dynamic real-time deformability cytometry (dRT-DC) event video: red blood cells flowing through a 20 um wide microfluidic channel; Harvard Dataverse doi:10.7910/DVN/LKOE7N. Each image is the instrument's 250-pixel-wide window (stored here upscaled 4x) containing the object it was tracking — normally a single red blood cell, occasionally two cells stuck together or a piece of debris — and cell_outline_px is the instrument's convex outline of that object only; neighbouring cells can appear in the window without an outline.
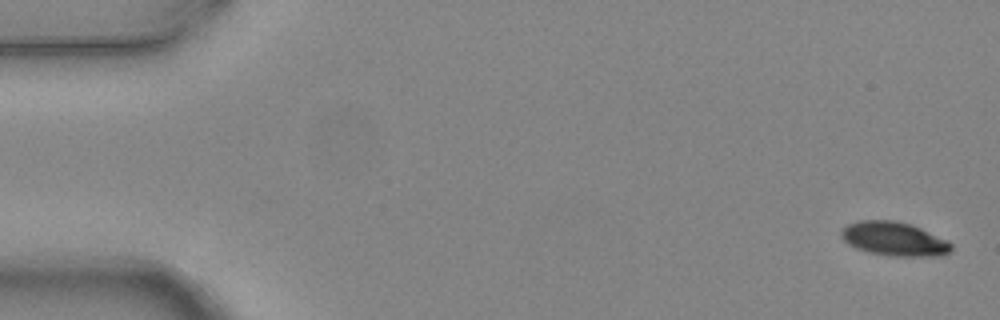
{"species": "common noctule bat (a hibernating species)", "species_latin": "Nyctalus noctula", "temperature_condition": "warm", "stored_images_in_passage": 5, "camera_frame_rate_fps": 3000, "um_per_image_px": 0.085, "animal": {"sex": "female", "body_mass_g": 24.6, "forearm_length_mm": 56.2}, "frame": {"image": 1, "passage_image": 1, "time_ms": 0.0, "image_size_px": [1000, 320], "cell_outline_px": [[952, 252], [944, 256], [892, 256], [868, 252], [856, 248], [848, 244], [840, 236], [840, 232], [848, 224], [860, 220], [896, 220], [912, 224], [948, 240], [952, 244]], "centroid_in_image_um": [76.04, 20.31], "position_along_channel_um": 9.0, "area_um2": 22.02}}